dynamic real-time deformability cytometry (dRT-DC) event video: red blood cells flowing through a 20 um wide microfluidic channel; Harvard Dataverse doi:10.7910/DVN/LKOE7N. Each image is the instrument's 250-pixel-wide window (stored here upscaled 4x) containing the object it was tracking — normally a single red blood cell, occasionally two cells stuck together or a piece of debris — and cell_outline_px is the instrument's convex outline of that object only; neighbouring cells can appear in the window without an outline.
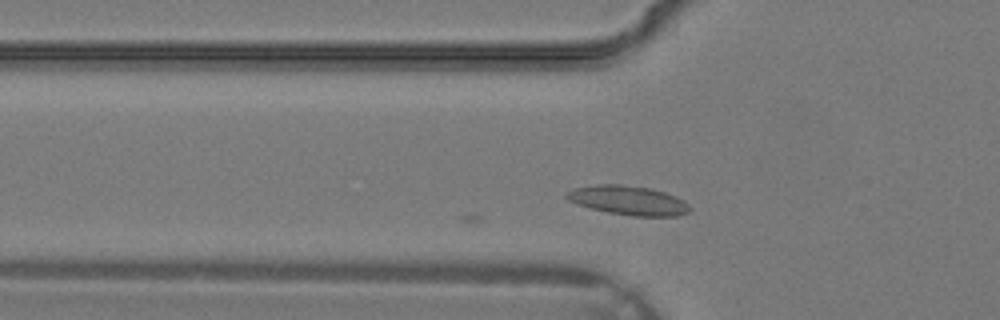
{"species": "common noctule bat (a hibernating species)", "species_latin": "Nyctalus noctula", "temperature_condition": "warm", "stored_images_in_passage": 16, "camera_frame_rate_fps": 3000, "um_per_image_px": 0.085, "animal": {"sex": "male", "body_mass_g": 19.2, "forearm_length_mm": 51.8}, "frame": {"image": 1, "passage_image": 5, "time_ms": 1.333, "image_size_px": [1000, 320], "cell_outline_px": [[692, 208], [688, 212], [676, 216], [632, 216], [608, 212], [576, 204], [568, 200], [564, 196], [564, 192], [572, 188], [596, 184], [620, 184], [652, 188], [676, 196], [684, 200]], "centroid_in_image_um": [53.38, 17.02], "position_along_channel_um": 72.4, "area_um2": 21.21}}
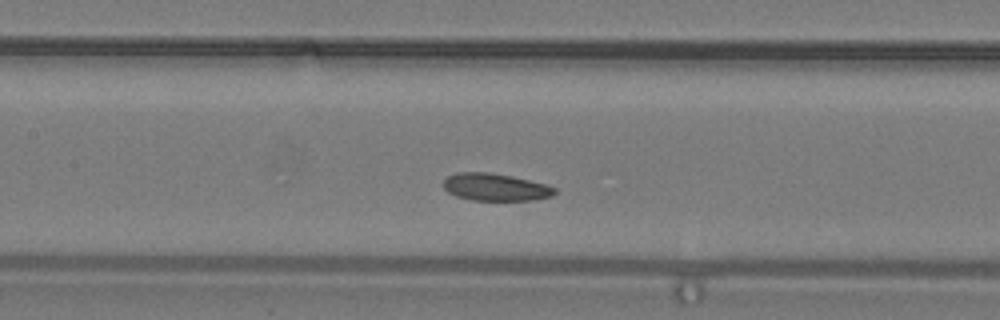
{"frame": {"image": 2, "passage_image": 10, "time_ms": 3.0, "image_size_px": [1000, 320], "cell_outline_px": [[556, 192], [552, 196], [532, 200], [472, 200], [456, 196], [448, 192], [444, 188], [444, 180], [448, 176], [456, 172], [488, 172], [512, 176], [544, 184], [556, 188]], "centroid_in_image_um": [42.09, 15.9], "position_along_channel_um": 165.3, "area_um2": 17.63}}
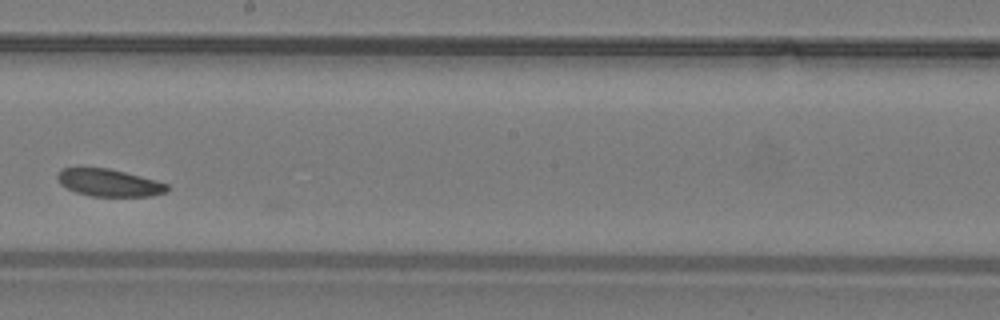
{"frame": {"image": 3, "passage_image": 14, "time_ms": 4.333, "image_size_px": [1000, 320], "cell_outline_px": [[172, 188], [168, 192], [152, 196], [92, 196], [76, 192], [60, 184], [56, 176], [64, 168], [108, 168], [156, 180], [168, 184]], "centroid_in_image_um": [9.33, 15.54], "position_along_channel_um": 238.9, "area_um2": 17.4}}